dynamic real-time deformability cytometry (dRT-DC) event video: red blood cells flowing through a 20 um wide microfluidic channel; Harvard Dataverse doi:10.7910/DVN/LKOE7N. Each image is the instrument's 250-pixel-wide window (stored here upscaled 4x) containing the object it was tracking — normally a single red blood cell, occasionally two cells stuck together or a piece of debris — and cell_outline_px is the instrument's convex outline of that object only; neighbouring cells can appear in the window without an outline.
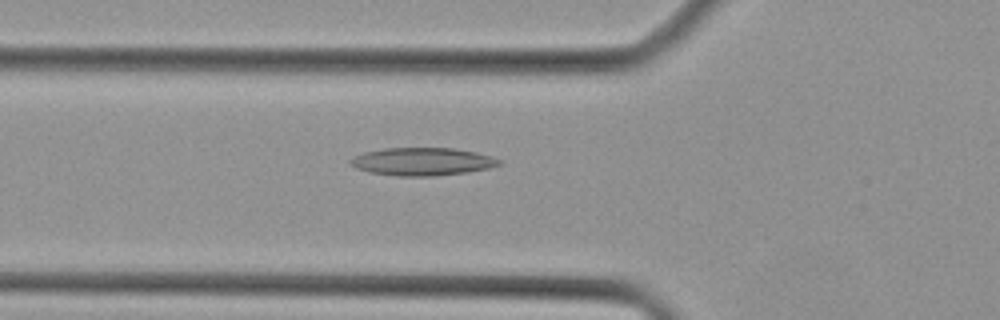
{"species": "Egyptian fruit bat (a non-hibernating species)", "species_latin": "Rousettus aegyptiacus", "temperature_condition": "cold", "stored_images_in_passage": 43, "camera_frame_rate_fps": 3000, "um_per_image_px": 0.085, "animal": {"sex": "female"}, "frame": {"image": 1, "passage_image": 15, "time_ms": 4.667, "image_size_px": [1000, 320], "cell_outline_px": [[504, 164], [488, 168], [468, 172], [436, 176], [396, 176], [368, 172], [356, 168], [348, 164], [348, 160], [352, 156], [364, 152], [384, 148], [456, 148], [476, 152], [492, 156], [500, 160]], "centroid_in_image_um": [35.87, 13.73], "position_along_channel_um": 89.9, "area_um2": 24.51}}
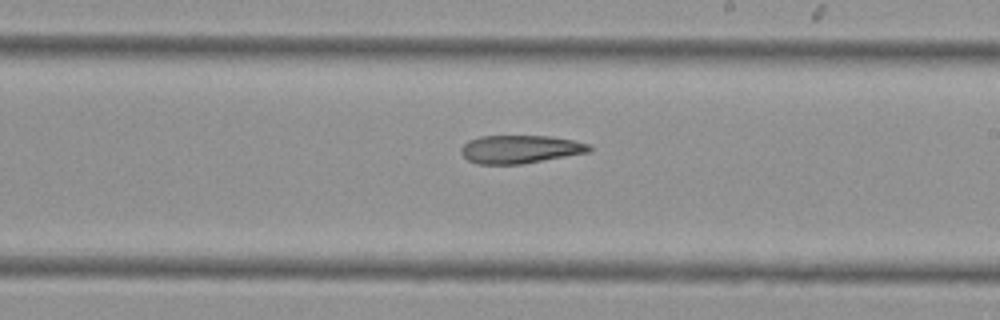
{"frame": {"image": 2, "passage_image": 25, "time_ms": 8.0, "image_size_px": [1000, 320], "cell_outline_px": [[592, 152], [520, 164], [476, 164], [468, 160], [460, 152], [460, 148], [468, 140], [480, 136], [548, 136], [572, 140], [588, 144], [592, 148]], "centroid_in_image_um": [44.2, 12.69], "position_along_channel_um": 244.8, "area_um2": 21.04}}
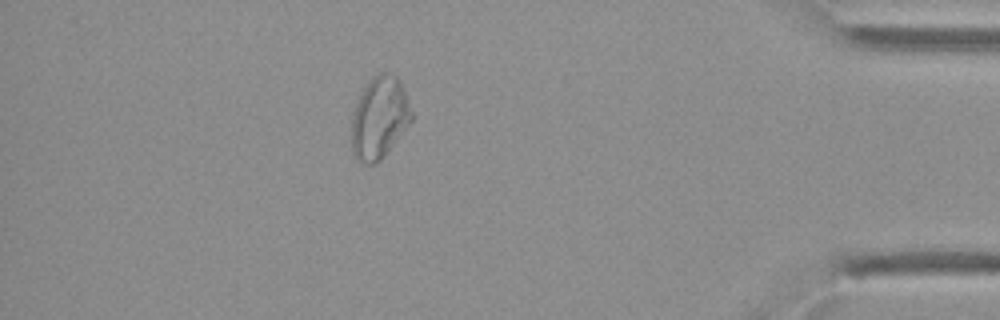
{"frame": {"image": 3, "passage_image": 38, "time_ms": 12.333, "image_size_px": [1000, 320], "cell_outline_px": [[412, 120], [380, 160], [376, 164], [364, 164], [352, 152], [352, 116], [356, 104], [368, 80], [372, 76], [380, 72], [388, 72], [396, 76], [400, 80], [412, 112]], "centroid_in_image_um": [32.24, 9.98], "position_along_channel_um": 403.0, "area_um2": 28.26}}